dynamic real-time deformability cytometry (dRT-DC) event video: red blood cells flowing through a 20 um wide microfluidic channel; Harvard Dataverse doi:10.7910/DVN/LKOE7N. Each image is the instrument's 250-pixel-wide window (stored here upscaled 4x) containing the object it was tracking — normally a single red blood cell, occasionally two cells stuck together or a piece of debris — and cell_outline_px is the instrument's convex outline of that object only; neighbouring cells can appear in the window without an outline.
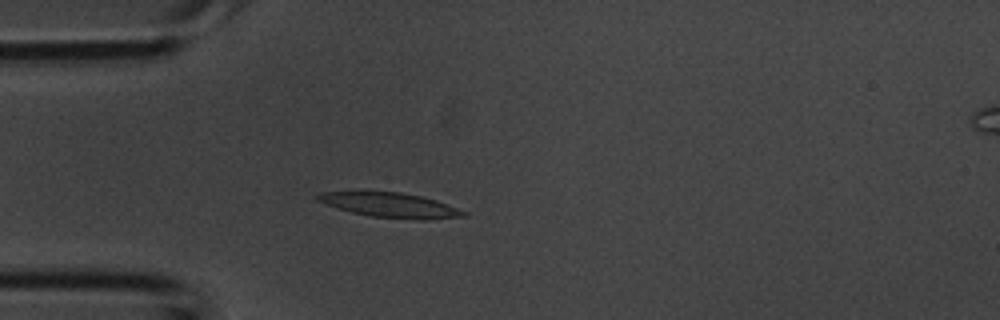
{"species": "common noctule bat (a hibernating species)", "species_latin": "Nyctalus noctula", "temperature_condition": "room temperature", "stored_images_in_passage": 2, "camera_frame_rate_fps": 3000, "um_per_image_px": 0.085, "animal": {"sex": "male", "body_mass_g": 20.1, "forearm_length_mm": 53.5}, "frame": {"image": 1, "passage_image": 2, "time_ms": 0.333, "image_size_px": [1000, 320], "cell_outline_px": [[468, 216], [428, 220], [420, 220], [372, 216], [352, 212], [336, 208], [316, 200], [312, 196], [320, 192], [400, 192], [420, 196], [436, 200], [468, 212]], "centroid_in_image_um": [33.18, 17.44], "position_along_channel_um": 51.8, "area_um2": 20.98}}